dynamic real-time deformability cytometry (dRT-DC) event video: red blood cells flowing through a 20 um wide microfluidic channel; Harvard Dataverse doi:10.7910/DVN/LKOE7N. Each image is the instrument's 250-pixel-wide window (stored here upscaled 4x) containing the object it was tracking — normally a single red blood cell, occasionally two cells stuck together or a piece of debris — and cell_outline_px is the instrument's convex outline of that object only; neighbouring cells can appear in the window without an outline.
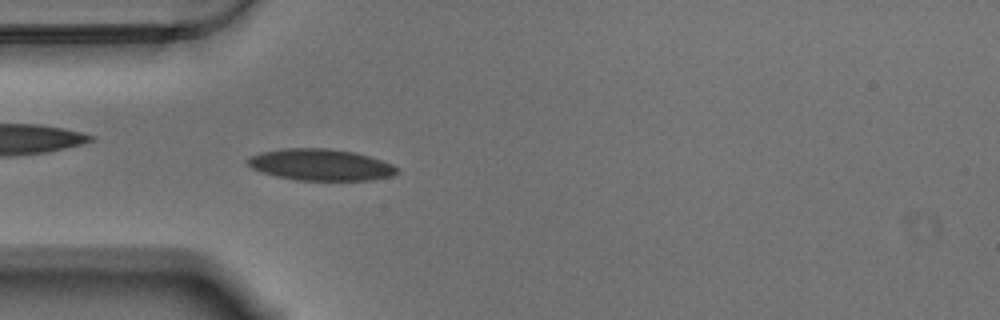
{"species": "Egyptian fruit bat (a non-hibernating species)", "species_latin": "Rousettus aegyptiacus", "temperature_condition": "warm", "stored_images_in_passage": 56, "camera_frame_rate_fps": 3000, "um_per_image_px": 0.085, "animal": {"sex": "male"}, "frame": {"image": 1, "passage_image": 15, "time_ms": 4.667, "image_size_px": [1000, 320], "cell_outline_px": [[400, 172], [392, 176], [372, 180], [296, 180], [276, 176], [252, 168], [244, 160], [260, 152], [284, 148], [328, 148], [356, 152], [392, 164]], "centroid_in_image_um": [27.26, 14.0], "position_along_channel_um": 57.7, "area_um2": 27.4}}
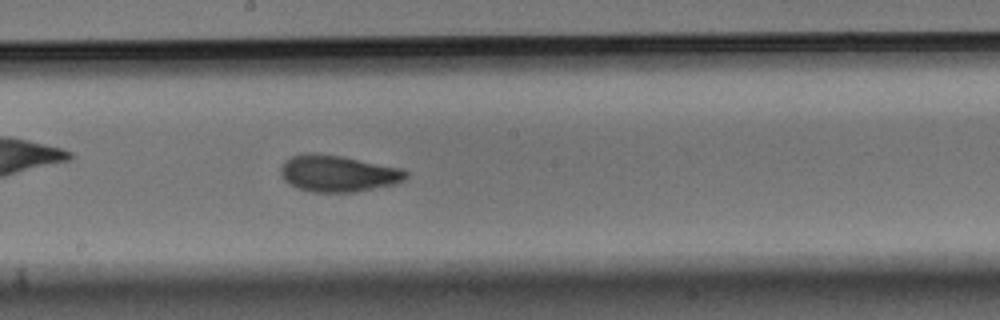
{"frame": {"image": 2, "passage_image": 29, "time_ms": 9.333, "image_size_px": [1000, 320], "cell_outline_px": [[408, 176], [404, 180], [396, 184], [356, 192], [312, 192], [296, 188], [288, 184], [284, 180], [280, 172], [280, 168], [284, 160], [292, 156], [308, 152], [312, 152], [340, 156], [404, 168], [408, 172]], "centroid_in_image_um": [28.73, 14.75], "position_along_channel_um": 219.5, "area_um2": 27.05}}
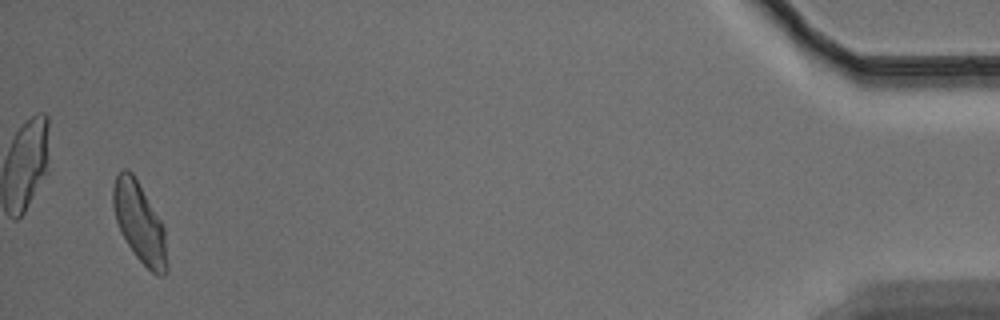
{"frame": {"image": 3, "passage_image": 54, "time_ms": 17.667, "image_size_px": [1000, 320], "cell_outline_px": [[168, 272], [164, 276], [156, 276], [136, 256], [120, 232], [116, 220], [112, 204], [112, 188], [116, 176], [124, 168], [128, 168], [132, 172], [160, 220], [164, 228], [168, 264]], "centroid_in_image_um": [11.86, 18.95], "position_along_channel_um": 423.3, "area_um2": 24.97}, "authors_computed_cell_mechanics": {"area_um2": 25.3742, "velocity_mm_per_s": 3.4984, "shape_relaxation_time_tau1_ms": 6.1027, "shape_relaxation_time_tau2_ms": 1.5781, "deformation_change_tau1": 0.1503, "deformation_change_tau2": 0.0665}}